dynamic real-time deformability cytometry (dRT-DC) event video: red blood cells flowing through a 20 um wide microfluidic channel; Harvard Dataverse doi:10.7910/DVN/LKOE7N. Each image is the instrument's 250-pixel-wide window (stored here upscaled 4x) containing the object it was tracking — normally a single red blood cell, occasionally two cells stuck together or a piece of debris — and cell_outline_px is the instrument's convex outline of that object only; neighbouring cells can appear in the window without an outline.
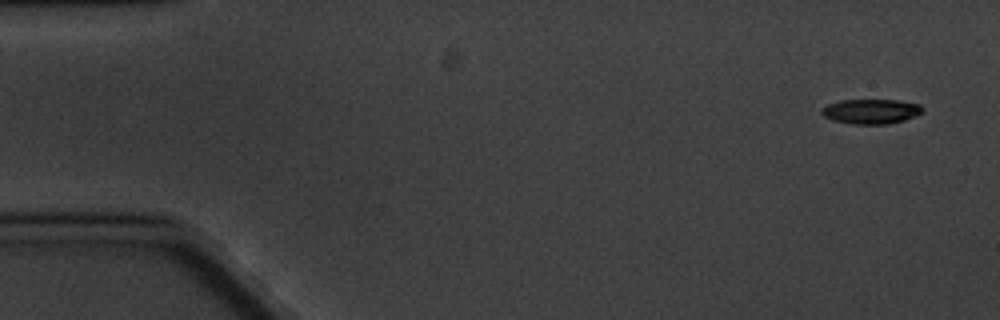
{"species": "common noctule bat (a hibernating species)", "species_latin": "Nyctalus noctula", "temperature_condition": "cold", "stored_images_in_passage": 5, "camera_frame_rate_fps": 3000, "um_per_image_px": 0.085, "animal": {"sex": "male", "body_mass_g": 20.1, "forearm_length_mm": 53.5}, "frame": {"image": 1, "passage_image": 1, "time_ms": 0.0, "image_size_px": [1000, 320], "cell_outline_px": [[924, 108], [920, 112], [904, 120], [888, 124], [852, 124], [832, 120], [824, 116], [820, 112], [820, 108], [828, 104], [840, 100], [900, 100], [920, 104]], "centroid_in_image_um": [73.99, 9.46], "position_along_channel_um": 11.0, "area_um2": 14.57}}
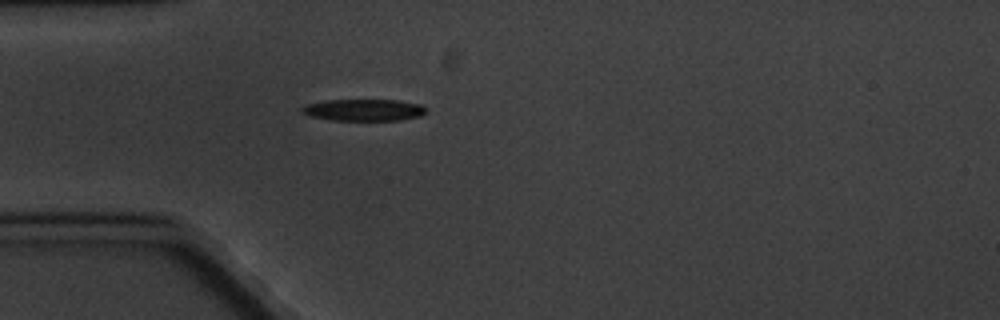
{"frame": {"image": 2, "passage_image": 5, "time_ms": 4.667, "image_size_px": [1000, 320], "cell_outline_px": [[424, 112], [420, 116], [400, 120], [332, 120], [312, 116], [300, 112], [300, 108], [304, 104], [328, 100], [396, 100], [420, 104], [424, 108]], "centroid_in_image_um": [30.86, 9.34], "position_along_channel_um": 54.1, "area_um2": 15.61}}